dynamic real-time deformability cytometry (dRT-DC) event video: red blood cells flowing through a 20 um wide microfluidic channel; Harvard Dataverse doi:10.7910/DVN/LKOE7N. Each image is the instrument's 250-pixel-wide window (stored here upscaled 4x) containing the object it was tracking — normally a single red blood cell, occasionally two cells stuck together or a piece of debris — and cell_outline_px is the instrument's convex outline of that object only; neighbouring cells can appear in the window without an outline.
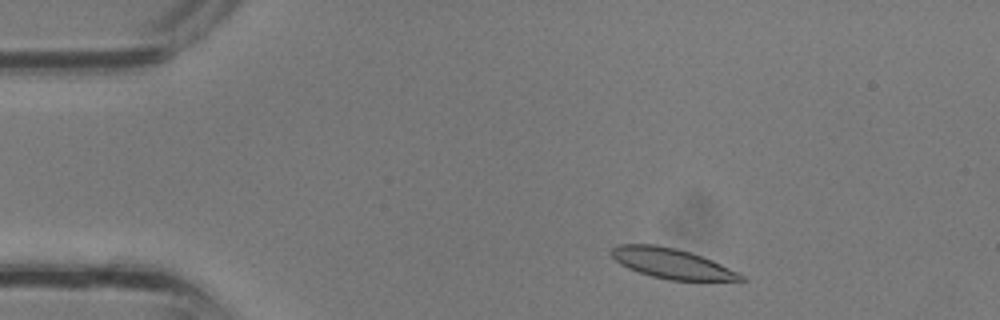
{"species": "common noctule bat (a hibernating species)", "species_latin": "Nyctalus noctula", "temperature_condition": "room temperature", "stored_images_in_passage": 32, "camera_frame_rate_fps": 3000, "um_per_image_px": 0.085, "animal": {"sex": "male", "body_mass_g": 13.3}, "frame": {"image": 1, "passage_image": 3, "time_ms": 0.667, "image_size_px": [1000, 320], "cell_outline_px": [[748, 280], [668, 280], [652, 276], [628, 268], [620, 264], [612, 256], [612, 248], [616, 244], [656, 244], [676, 248], [692, 252], [712, 260], [744, 276]], "centroid_in_image_um": [57.07, 22.37], "position_along_channel_um": 27.9, "area_um2": 22.48}}
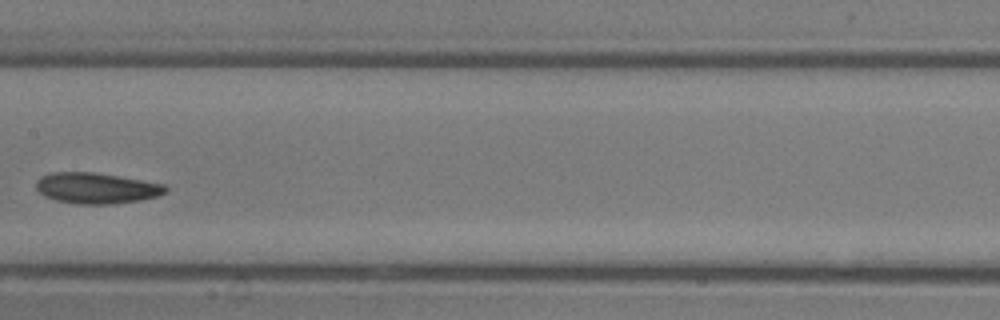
{"frame": {"image": 2, "passage_image": 15, "time_ms": 4.667, "image_size_px": [1000, 320], "cell_outline_px": [[168, 192], [160, 196], [140, 200], [108, 204], [80, 204], [56, 200], [44, 196], [36, 188], [36, 180], [40, 176], [52, 172], [92, 172], [164, 184], [168, 188]], "centroid_in_image_um": [8.19, 15.99], "position_along_channel_um": 199.2, "area_um2": 23.18}}
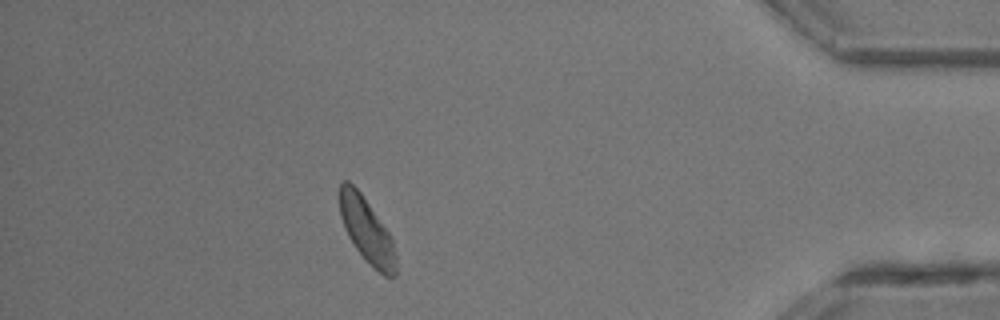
{"frame": {"image": 3, "passage_image": 28, "time_ms": 9.0, "image_size_px": [1000, 320], "cell_outline_px": [[396, 276], [384, 276], [356, 248], [348, 236], [340, 216], [340, 184], [344, 180], [348, 180], [360, 192], [388, 232], [392, 240], [396, 256]], "centroid_in_image_um": [31.17, 19.56], "position_along_channel_um": 404.0, "area_um2": 20.52}}